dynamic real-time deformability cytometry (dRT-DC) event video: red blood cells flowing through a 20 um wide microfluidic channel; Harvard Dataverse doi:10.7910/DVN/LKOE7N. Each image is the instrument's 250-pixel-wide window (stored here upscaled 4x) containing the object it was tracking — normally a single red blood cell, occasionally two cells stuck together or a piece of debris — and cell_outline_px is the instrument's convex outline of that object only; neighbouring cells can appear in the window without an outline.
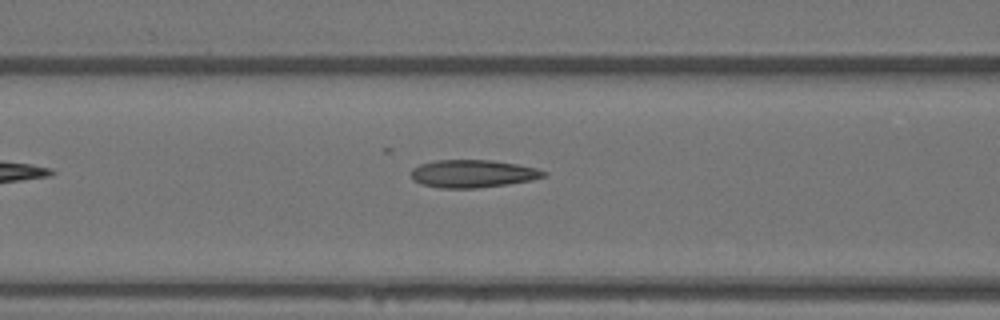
{"species": "Egyptian fruit bat (a non-hibernating species)", "species_latin": "Rousettus aegyptiacus", "temperature_condition": "warm", "stored_images_in_passage": 4, "camera_frame_rate_fps": 3000, "um_per_image_px": 0.085, "animal": {"sex": "female"}, "frame": {"image": 1, "passage_image": 3, "time_ms": 0.667, "image_size_px": [1000, 320], "cell_outline_px": [[548, 176], [532, 180], [508, 184], [476, 188], [440, 188], [420, 184], [412, 180], [412, 168], [420, 164], [436, 160], [492, 160], [516, 164], [536, 168], [548, 172]], "centroid_in_image_um": [40.2, 14.76], "position_along_channel_um": 126.4, "area_um2": 21.56}}